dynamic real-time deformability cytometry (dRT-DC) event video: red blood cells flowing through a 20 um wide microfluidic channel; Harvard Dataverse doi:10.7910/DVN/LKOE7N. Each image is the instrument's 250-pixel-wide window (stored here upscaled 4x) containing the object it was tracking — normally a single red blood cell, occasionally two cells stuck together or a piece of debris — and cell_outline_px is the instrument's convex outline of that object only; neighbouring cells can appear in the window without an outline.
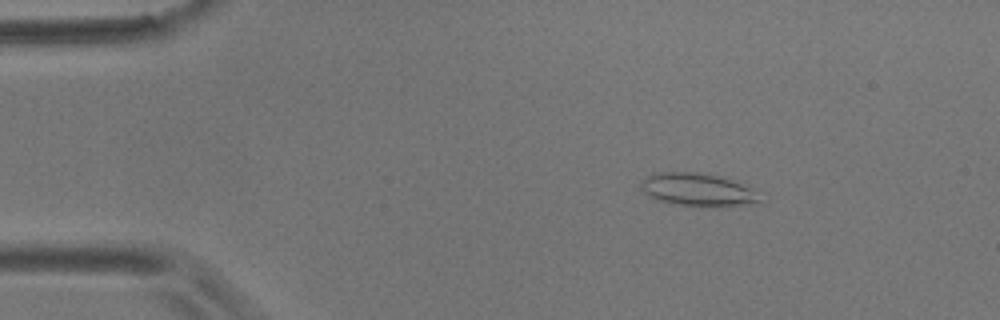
{"species": "common noctule bat (a hibernating species)", "species_latin": "Nyctalus noctula", "temperature_condition": "room temperature", "stored_images_in_passage": 4, "camera_frame_rate_fps": 3000, "um_per_image_px": 0.085, "animal": {"sex": "male", "body_mass_g": 17.9}, "frame": {"image": 1, "passage_image": 2, "time_ms": 2.0, "image_size_px": [1000, 320], "cell_outline_px": [[768, 200], [760, 204], [720, 208], [712, 208], [680, 204], [656, 200], [644, 192], [640, 188], [640, 184], [652, 172], [696, 172], [720, 176], [732, 180], [752, 188]], "centroid_in_image_um": [59.46, 16.16], "position_along_channel_um": 25.5, "area_um2": 23.64}}